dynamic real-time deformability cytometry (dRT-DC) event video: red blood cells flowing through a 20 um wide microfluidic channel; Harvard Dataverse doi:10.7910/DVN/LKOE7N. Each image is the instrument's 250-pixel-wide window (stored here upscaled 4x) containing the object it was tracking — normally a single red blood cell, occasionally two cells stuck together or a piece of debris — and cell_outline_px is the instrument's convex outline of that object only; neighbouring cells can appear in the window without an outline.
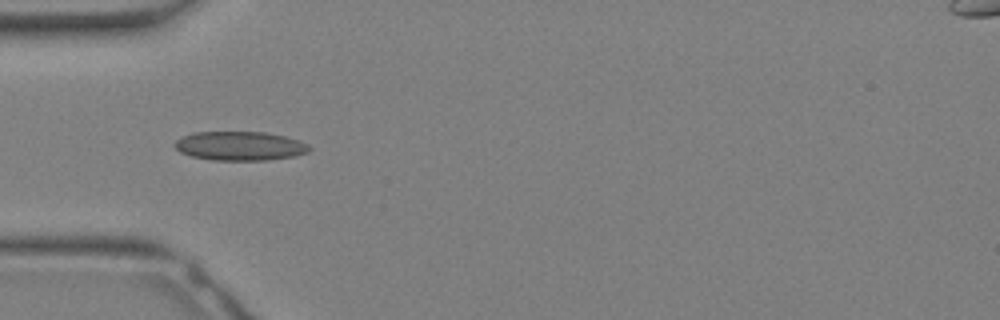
{"species": "Egyptian fruit bat (a non-hibernating species)", "species_latin": "Rousettus aegyptiacus", "temperature_condition": "warm", "stored_images_in_passage": 23, "camera_frame_rate_fps": 3000, "um_per_image_px": 0.085, "animal": {"sex": "female"}, "frame": {"image": 1, "passage_image": 1, "time_ms": 0.0, "image_size_px": [1000, 320], "cell_outline_px": [[312, 148], [308, 152], [296, 156], [268, 160], [212, 160], [192, 156], [180, 152], [172, 144], [180, 136], [192, 132], [264, 132], [284, 136], [300, 140], [308, 144]], "centroid_in_image_um": [20.39, 12.4], "position_along_channel_um": 64.6, "area_um2": 23.0}}
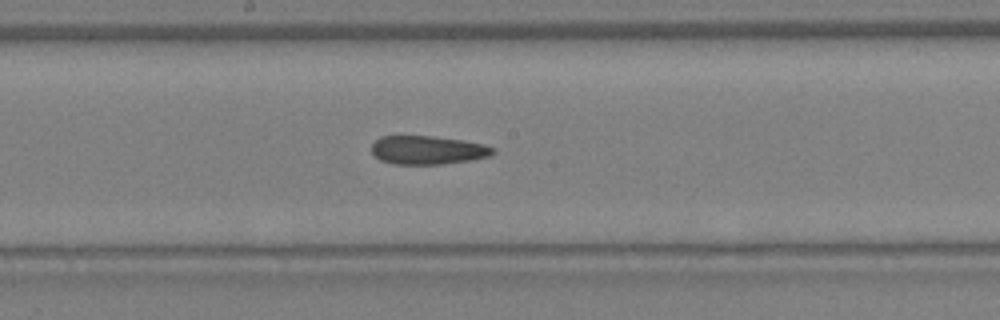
{"frame": {"image": 2, "passage_image": 8, "time_ms": 2.333, "image_size_px": [1000, 320], "cell_outline_px": [[496, 152], [492, 156], [468, 160], [440, 164], [392, 164], [380, 160], [372, 152], [372, 144], [380, 136], [432, 136], [464, 140], [484, 144], [496, 148]], "centroid_in_image_um": [36.38, 12.75], "position_along_channel_um": 211.8, "area_um2": 20.29}}
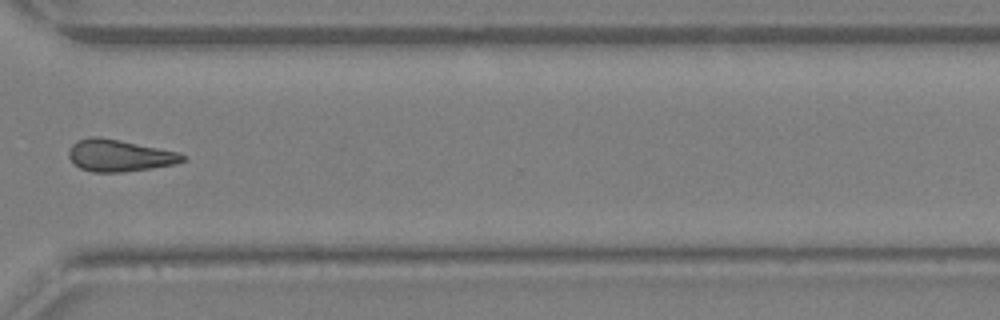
{"frame": {"image": 3, "passage_image": 15, "time_ms": 4.667, "image_size_px": [1000, 320], "cell_outline_px": [[188, 160], [176, 164], [120, 172], [92, 172], [80, 168], [68, 156], [68, 148], [76, 140], [88, 136], [100, 136], [120, 140], [176, 152], [188, 156]], "centroid_in_image_um": [10.12, 13.2], "position_along_channel_um": 360.5, "area_um2": 21.15}}